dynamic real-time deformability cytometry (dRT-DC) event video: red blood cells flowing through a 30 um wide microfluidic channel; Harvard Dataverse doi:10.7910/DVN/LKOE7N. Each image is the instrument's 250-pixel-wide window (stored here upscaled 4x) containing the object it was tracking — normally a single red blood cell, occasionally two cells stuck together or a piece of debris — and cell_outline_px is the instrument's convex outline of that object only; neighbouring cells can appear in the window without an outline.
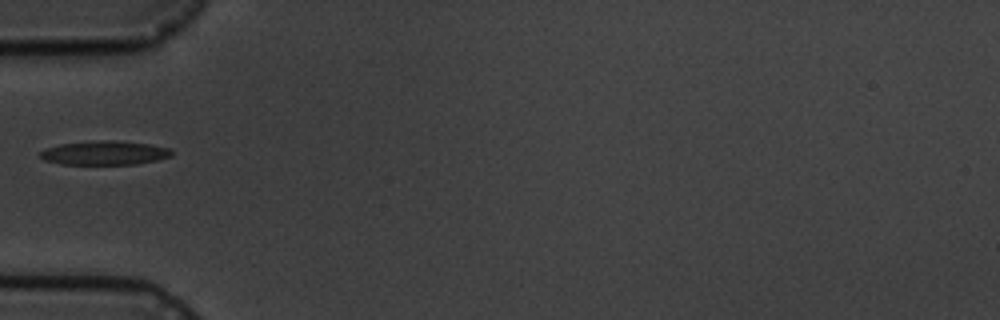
{"species": "common noctule bat (a hibernating species)", "species_latin": "Nyctalus noctula", "temperature_condition": "cold", "stored_images_in_passage": 12, "camera_frame_rate_fps": 3000, "um_per_image_px": 0.085, "animal": {"sex": "male", "body_mass_g": 19.5, "forearm_length_mm": 54.6}, "frame": {"image": 1, "passage_image": 2, "time_ms": 1.0, "image_size_px": [1000, 320], "cell_outline_px": [[172, 156], [156, 160], [136, 164], [60, 164], [44, 160], [40, 156], [40, 152], [48, 148], [60, 144], [92, 140], [116, 140], [148, 144], [172, 148]], "centroid_in_image_um": [8.91, 12.99], "position_along_channel_um": 76.1, "area_um2": 18.44}}
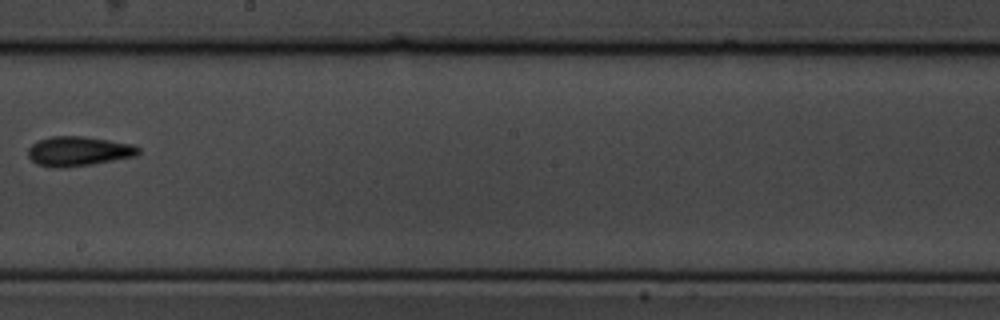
{"frame": {"image": 2, "passage_image": 6, "time_ms": 5.667, "image_size_px": [1000, 320], "cell_outline_px": [[140, 152], [136, 156], [88, 164], [56, 168], [36, 164], [28, 156], [28, 148], [32, 144], [40, 140], [52, 136], [80, 136], [136, 144], [140, 148]], "centroid_in_image_um": [6.68, 12.84], "position_along_channel_um": 241.5, "area_um2": 18.79}}
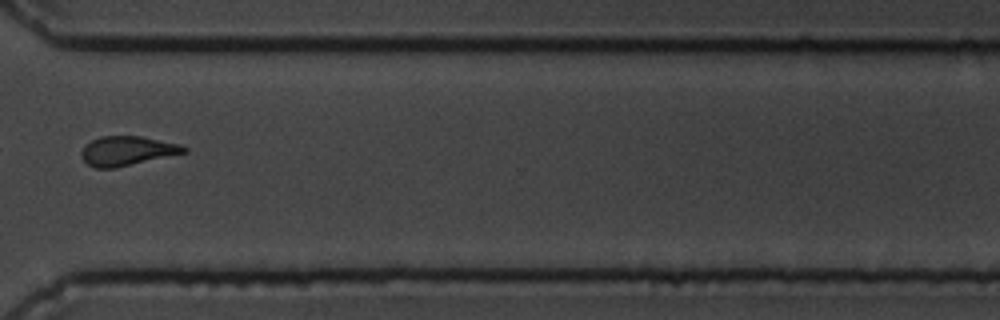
{"frame": {"image": 3, "passage_image": 9, "time_ms": 9.0, "image_size_px": [1000, 320], "cell_outline_px": [[188, 152], [116, 168], [96, 168], [88, 164], [80, 156], [80, 152], [92, 140], [100, 136], [140, 136], [180, 144], [188, 148]], "centroid_in_image_um": [10.83, 12.83], "position_along_channel_um": 359.8, "area_um2": 17.51}, "authors_computed_cell_mechanics": {"area_um2": 17.4845, "velocity_mm_per_s": 3.5544, "shape_relaxation_time_tau1_ms": 4.5262, "shape_relaxation_time_tau2_ms": 5.9507, "deformation_change_tau1": 0.1407, "deformation_change_tau2": 0.1393}}